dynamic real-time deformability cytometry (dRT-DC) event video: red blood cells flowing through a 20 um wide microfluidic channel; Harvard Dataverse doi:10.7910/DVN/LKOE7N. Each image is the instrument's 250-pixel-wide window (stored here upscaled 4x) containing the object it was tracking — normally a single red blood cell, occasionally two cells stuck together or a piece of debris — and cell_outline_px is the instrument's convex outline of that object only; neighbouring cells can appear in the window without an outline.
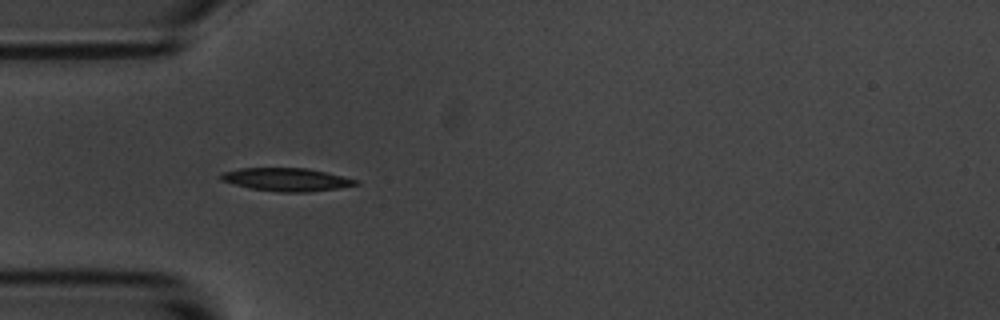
{"species": "common noctule bat (a hibernating species)", "species_latin": "Nyctalus noctula", "temperature_condition": "room temperature", "stored_images_in_passage": 6, "camera_frame_rate_fps": 3000, "um_per_image_px": 0.085, "animal": {"sex": "male", "body_mass_g": 20.1, "forearm_length_mm": 53.5}, "frame": {"image": 1, "passage_image": 5, "time_ms": 5.333, "image_size_px": [1000, 320], "cell_outline_px": [[360, 184], [336, 188], [308, 192], [280, 192], [248, 188], [220, 180], [220, 172], [240, 168], [308, 168], [360, 180]], "centroid_in_image_um": [24.33, 15.25], "position_along_channel_um": 60.7, "area_um2": 18.21}}